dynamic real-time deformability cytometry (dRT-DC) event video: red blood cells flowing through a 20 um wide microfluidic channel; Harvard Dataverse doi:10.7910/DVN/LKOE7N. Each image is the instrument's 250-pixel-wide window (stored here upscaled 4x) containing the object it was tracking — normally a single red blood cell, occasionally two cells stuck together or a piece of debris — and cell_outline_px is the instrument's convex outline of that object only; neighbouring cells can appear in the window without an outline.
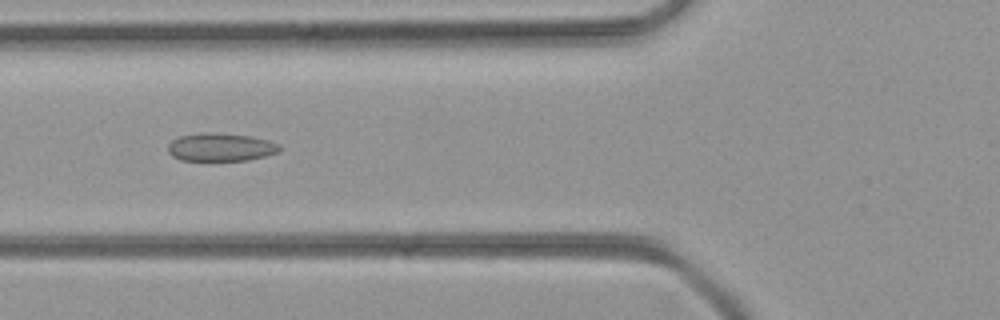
{"species": "common noctule bat (a hibernating species)", "species_latin": "Nyctalus noctula", "temperature_condition": "room temperature", "stored_images_in_passage": 49, "segment_of_instrument_passage": [1, 2], "camera_frame_rate_fps": 3000, "um_per_image_px": 0.085, "animal": {"sex": "female", "body_mass_g": 21.9}, "frame": {"image": 1, "passage_image": 18, "time_ms": 5.667, "image_size_px": [1000, 320], "cell_outline_px": [[284, 148], [280, 152], [248, 160], [212, 164], [180, 160], [172, 156], [168, 152], [168, 144], [172, 140], [180, 136], [200, 132], [248, 136], [268, 140], [280, 144]], "centroid_in_image_um": [18.74, 12.58], "position_along_channel_um": 107.1, "area_um2": 19.19}}
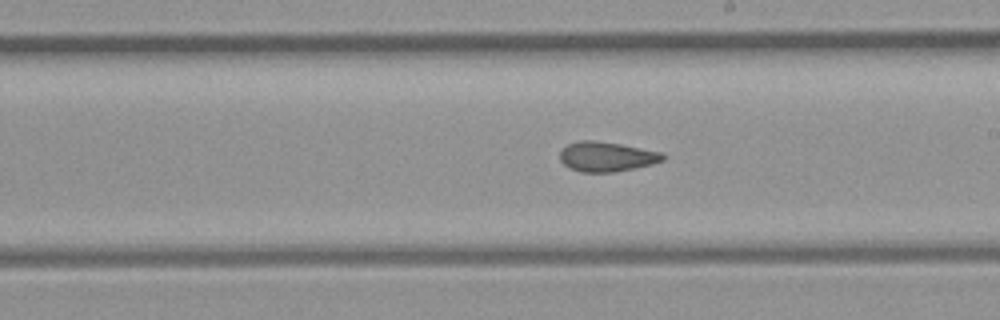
{"frame": {"image": 2, "passage_image": 27, "time_ms": 8.667, "image_size_px": [1000, 320], "cell_outline_px": [[668, 156], [664, 160], [652, 164], [612, 172], [580, 172], [568, 168], [560, 160], [560, 148], [568, 144], [580, 140], [592, 140], [620, 144], [664, 152]], "centroid_in_image_um": [51.56, 13.31], "position_along_channel_um": 237.4, "area_um2": 18.03}}
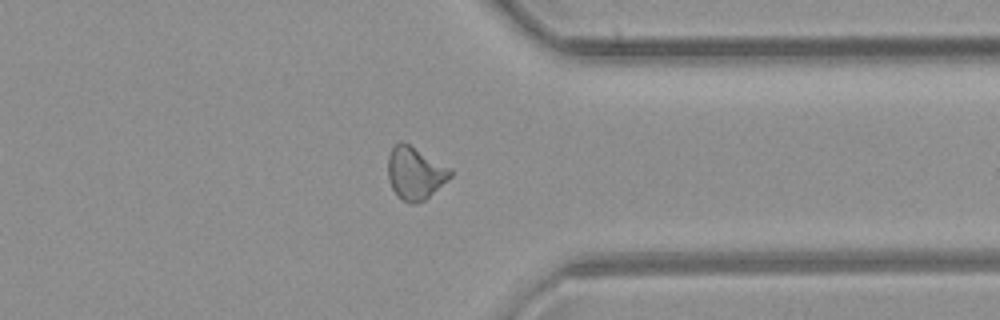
{"frame": {"image": 3, "passage_image": 37, "time_ms": 12.0, "image_size_px": [1000, 320], "cell_outline_px": [[452, 176], [448, 180], [424, 200], [416, 204], [408, 204], [392, 188], [388, 180], [388, 156], [392, 148], [400, 140], [408, 144], [452, 168]], "centroid_in_image_um": [35.29, 14.71], "position_along_channel_um": 376.1, "area_um2": 19.02}}